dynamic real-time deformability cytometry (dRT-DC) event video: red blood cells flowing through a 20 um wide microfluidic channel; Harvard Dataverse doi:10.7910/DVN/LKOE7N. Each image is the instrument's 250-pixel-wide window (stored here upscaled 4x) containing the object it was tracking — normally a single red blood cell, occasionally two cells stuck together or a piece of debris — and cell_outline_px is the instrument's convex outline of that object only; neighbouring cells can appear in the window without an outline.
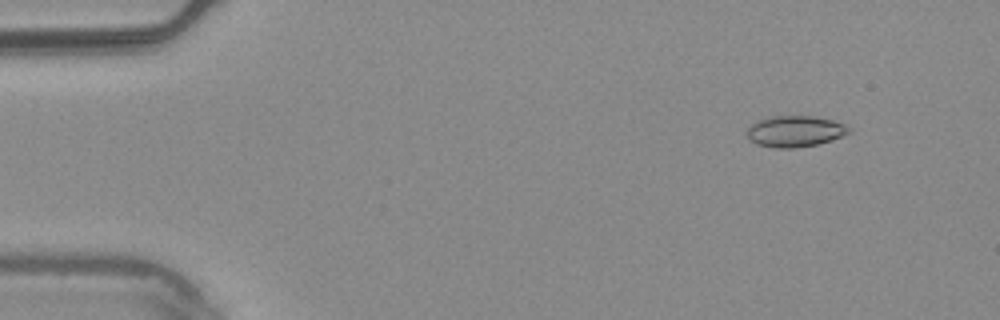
{"species": "common noctule bat (a hibernating species)", "species_latin": "Nyctalus noctula", "temperature_condition": "warm", "stored_images_in_passage": 4, "camera_frame_rate_fps": 3000, "um_per_image_px": 0.085, "animal": {"sex": "male", "body_mass_g": 20.4}, "frame": {"image": 1, "passage_image": 1, "time_ms": 0.0, "image_size_px": [1000, 320], "cell_outline_px": [[852, 132], [816, 144], [796, 148], [776, 148], [756, 144], [748, 140], [748, 128], [752, 124], [760, 120], [772, 116], [812, 116], [832, 120], [844, 124]], "centroid_in_image_um": [67.54, 11.16], "position_along_channel_um": 17.5, "area_um2": 18.21}}
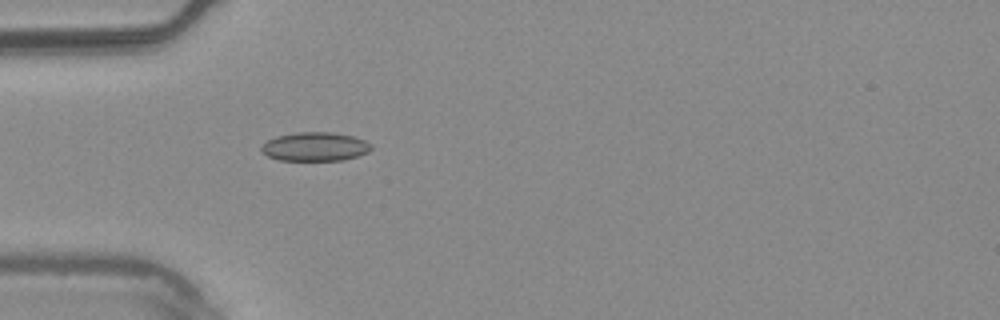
{"frame": {"image": 2, "passage_image": 4, "time_ms": 1.0, "image_size_px": [1000, 320], "cell_outline_px": [[372, 148], [368, 152], [344, 160], [280, 160], [268, 156], [260, 152], [260, 148], [268, 140], [276, 136], [300, 132], [332, 132], [352, 136], [364, 140], [372, 144]], "centroid_in_image_um": [26.78, 12.46], "position_along_channel_um": 58.2, "area_um2": 18.38}}